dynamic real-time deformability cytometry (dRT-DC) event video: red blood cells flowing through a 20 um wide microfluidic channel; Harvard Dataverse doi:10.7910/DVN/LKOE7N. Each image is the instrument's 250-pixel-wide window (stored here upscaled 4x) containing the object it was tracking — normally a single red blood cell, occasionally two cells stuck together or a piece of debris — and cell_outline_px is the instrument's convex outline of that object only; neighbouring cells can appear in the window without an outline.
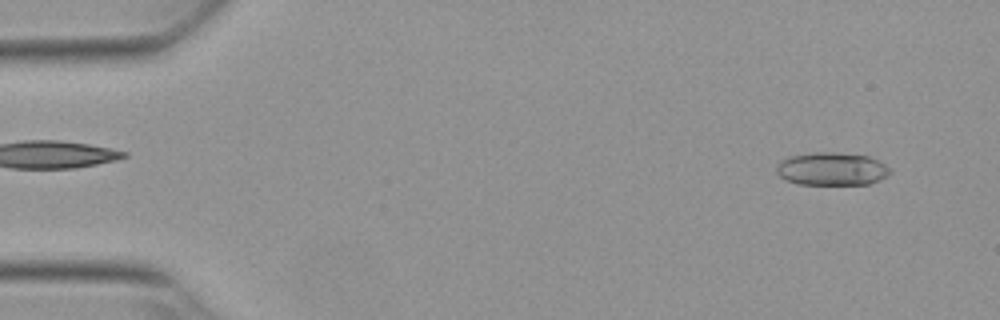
{"species": "Egyptian fruit bat (a non-hibernating species)", "species_latin": "Rousettus aegyptiacus", "temperature_condition": "warm", "stored_images_in_passage": 52, "camera_frame_rate_fps": 3000, "um_per_image_px": 0.085, "animal": {"sex": "female"}, "frame": {"image": 1, "passage_image": 3, "time_ms": 0.667, "image_size_px": [1000, 320], "cell_outline_px": [[892, 172], [880, 180], [868, 184], [800, 184], [788, 180], [780, 176], [776, 172], [776, 164], [780, 160], [788, 156], [812, 152], [840, 152], [868, 156], [892, 168]], "centroid_in_image_um": [70.7, 14.34], "position_along_channel_um": 14.3, "area_um2": 22.02}}
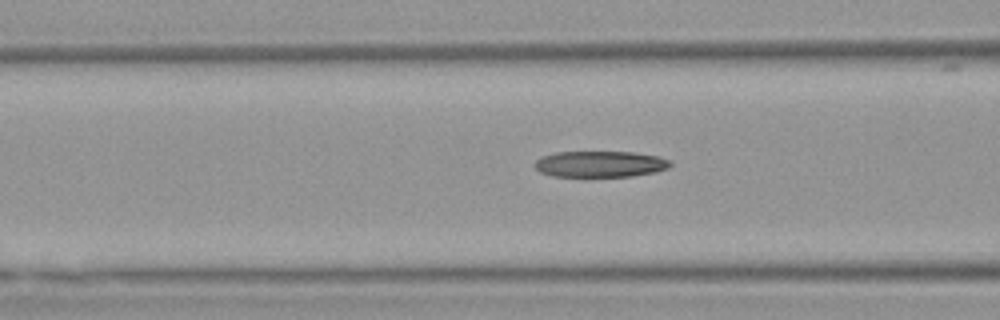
{"frame": {"image": 2, "passage_image": 20, "time_ms": 6.333, "image_size_px": [1000, 320], "cell_outline_px": [[672, 164], [668, 168], [656, 172], [632, 176], [552, 176], [540, 172], [532, 164], [540, 156], [556, 152], [632, 152], [660, 156], [672, 160]], "centroid_in_image_um": [51.02, 13.94], "position_along_channel_um": 115.6, "area_um2": 20.87}}
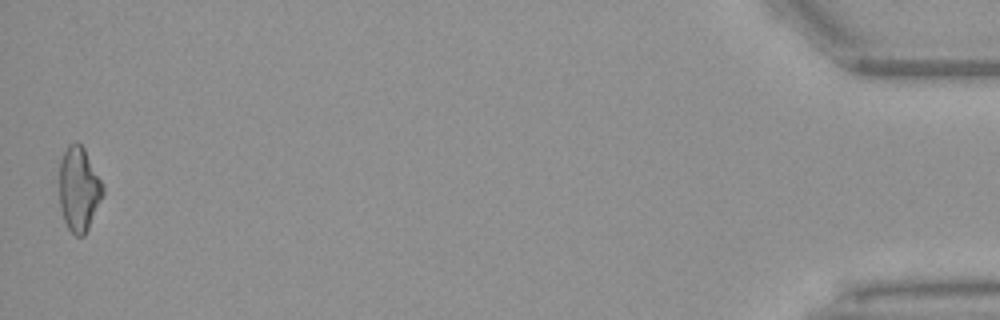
{"frame": {"image": 3, "passage_image": 52, "time_ms": 17.0, "image_size_px": [1000, 320], "cell_outline_px": [[104, 192], [88, 228], [84, 236], [76, 236], [68, 228], [64, 220], [60, 208], [60, 160], [68, 144], [80, 144], [84, 148], [104, 184]], "centroid_in_image_um": [6.71, 16.07], "position_along_channel_um": 428.5, "area_um2": 21.21}, "authors_computed_cell_mechanics": {"area_um2": 21.6172, "velocity_mm_per_s": 3.8247, "shape_relaxation_time_tau1_ms": null, "shape_relaxation_time_tau2_ms": 2.8161, "deformation_change_tau1": null, "deformation_change_tau2": 0.1256}}